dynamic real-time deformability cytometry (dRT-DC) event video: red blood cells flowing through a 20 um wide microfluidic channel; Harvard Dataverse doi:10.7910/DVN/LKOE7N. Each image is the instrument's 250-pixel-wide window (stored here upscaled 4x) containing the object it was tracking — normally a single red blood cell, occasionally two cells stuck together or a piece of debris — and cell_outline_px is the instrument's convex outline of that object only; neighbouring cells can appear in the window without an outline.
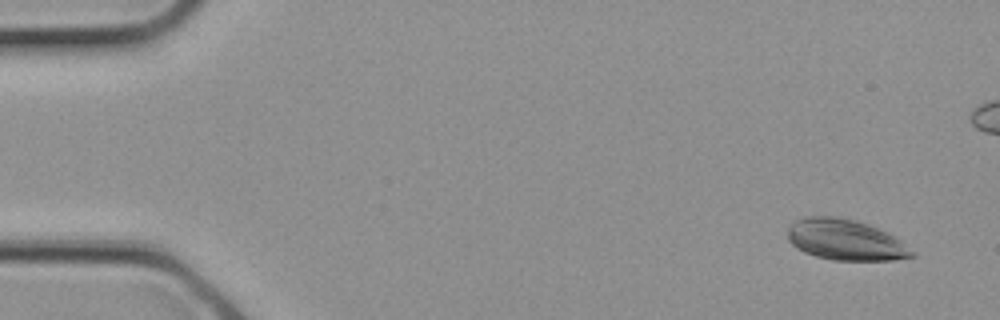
{"species": "common noctule bat (a hibernating species)", "species_latin": "Nyctalus noctula", "temperature_condition": "cold", "stored_images_in_passage": 4, "camera_frame_rate_fps": 3000, "um_per_image_px": 0.085, "animal": {"sex": "female", "body_mass_g": 21.9}, "frame": {"image": 1, "passage_image": 1, "time_ms": 0.0, "image_size_px": [1000, 320], "cell_outline_px": [[916, 256], [892, 260], [832, 260], [816, 256], [804, 252], [796, 248], [788, 240], [788, 228], [796, 220], [804, 216], [836, 216], [856, 220], [868, 224], [888, 232], [900, 240], [916, 252]], "centroid_in_image_um": [71.87, 20.38], "position_along_channel_um": 13.1, "area_um2": 29.77}}